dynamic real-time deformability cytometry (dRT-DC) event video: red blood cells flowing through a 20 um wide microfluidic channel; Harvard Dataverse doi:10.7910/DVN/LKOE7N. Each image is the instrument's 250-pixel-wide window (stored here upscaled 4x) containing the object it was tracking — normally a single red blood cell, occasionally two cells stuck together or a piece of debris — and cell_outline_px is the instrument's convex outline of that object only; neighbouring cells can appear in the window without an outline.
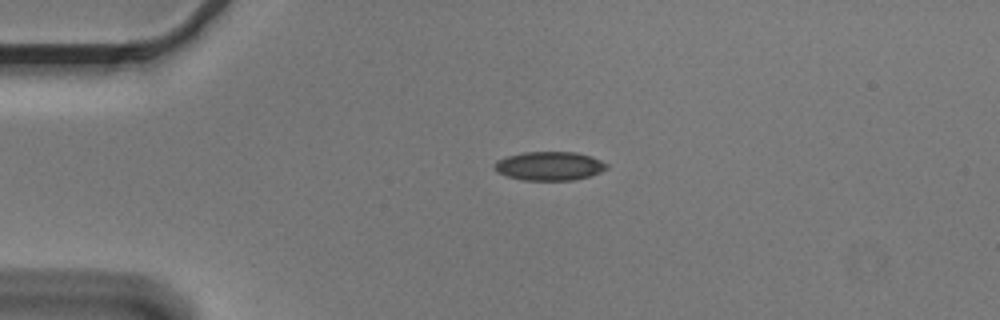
{"species": "Egyptian fruit bat (a non-hibernating species)", "species_latin": "Rousettus aegyptiacus", "temperature_condition": "cold", "stored_images_in_passage": 43, "camera_frame_rate_fps": 3000, "um_per_image_px": 0.085, "animal": {"sex": "male"}, "frame": {"image": 1, "passage_image": 1, "time_ms": 0.0, "image_size_px": [1000, 320], "cell_outline_px": [[608, 168], [592, 176], [572, 180], [524, 180], [508, 176], [496, 172], [492, 168], [492, 164], [496, 160], [508, 156], [524, 152], [576, 152], [592, 156], [608, 164]], "centroid_in_image_um": [46.69, 14.11], "position_along_channel_um": 38.3, "area_um2": 19.02}}
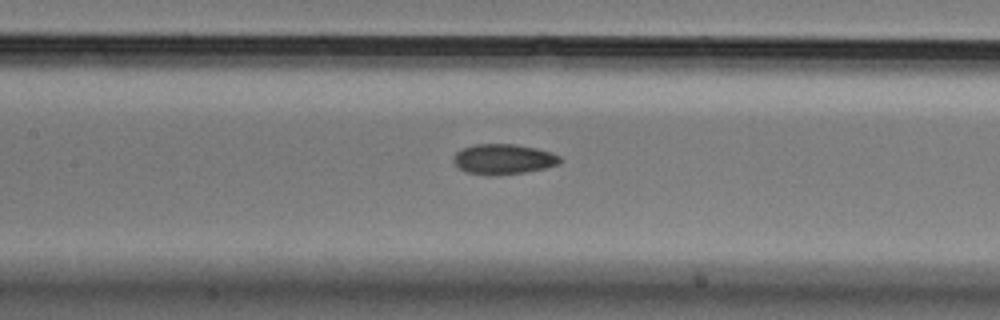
{"frame": {"image": 2, "passage_image": 14, "time_ms": 4.333, "image_size_px": [1000, 320], "cell_outline_px": [[560, 164], [544, 168], [524, 172], [496, 176], [492, 176], [464, 172], [452, 160], [452, 156], [460, 148], [476, 144], [516, 144], [536, 148], [552, 152], [560, 156]], "centroid_in_image_um": [42.76, 13.53], "position_along_channel_um": 164.6, "area_um2": 19.02}}
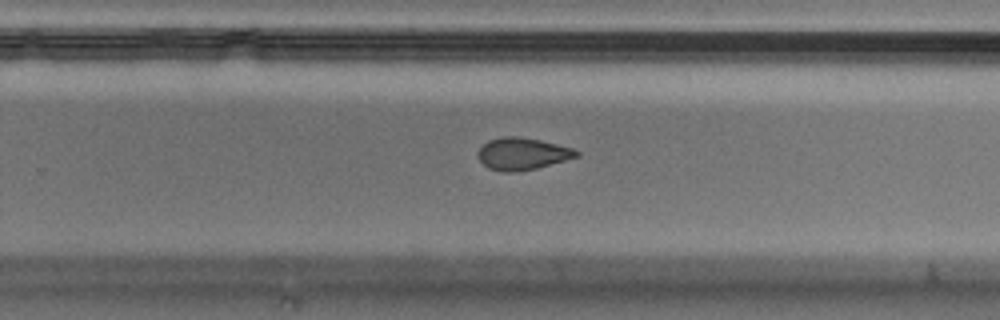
{"frame": {"image": 3, "passage_image": 24, "time_ms": 7.667, "image_size_px": [1000, 320], "cell_outline_px": [[580, 156], [536, 168], [512, 172], [504, 172], [488, 168], [476, 156], [476, 152], [488, 140], [500, 136], [516, 136], [540, 140], [572, 148], [580, 152]], "centroid_in_image_um": [44.37, 13.06], "position_along_channel_um": 285.4, "area_um2": 18.38}, "authors_computed_cell_mechanics": {"area_um2": 19.0162, "velocity_mm_per_s": 3.6378, "shape_relaxation_time_tau1_ms": 6.4146, "shape_relaxation_time_tau2_ms": 4.3667, "deformation_change_tau1": 0.1154, "deformation_change_tau2": 0.1027}}